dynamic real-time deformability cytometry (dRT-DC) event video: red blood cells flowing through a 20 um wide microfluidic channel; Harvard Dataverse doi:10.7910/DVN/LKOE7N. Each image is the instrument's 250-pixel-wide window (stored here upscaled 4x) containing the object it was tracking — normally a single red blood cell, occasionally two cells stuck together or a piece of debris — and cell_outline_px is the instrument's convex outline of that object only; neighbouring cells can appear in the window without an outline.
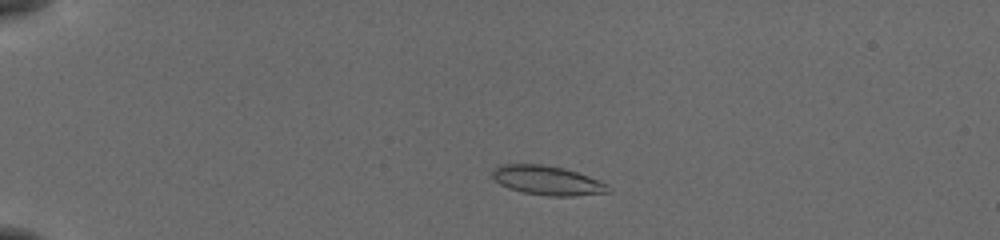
{"species": "common noctule bat (a hibernating species)", "species_latin": "Nyctalus noctula", "temperature_condition": "cold", "stored_images_in_passage": 35, "camera_frame_rate_fps": 3000, "um_per_image_px": 0.085, "animal": {"sex": "female", "body_mass_g": 19.5, "forearm_length_mm": 54.1}, "frame": {"image": 1, "passage_image": 3, "time_ms": 2.0, "image_size_px": [1000, 240], "cell_outline_px": [[612, 192], [576, 196], [548, 196], [524, 192], [508, 188], [500, 184], [492, 176], [492, 168], [496, 164], [544, 164], [564, 168], [588, 176], [608, 184], [612, 188]], "centroid_in_image_um": [46.53, 15.33], "position_along_channel_um": 38.5, "area_um2": 20.0}}
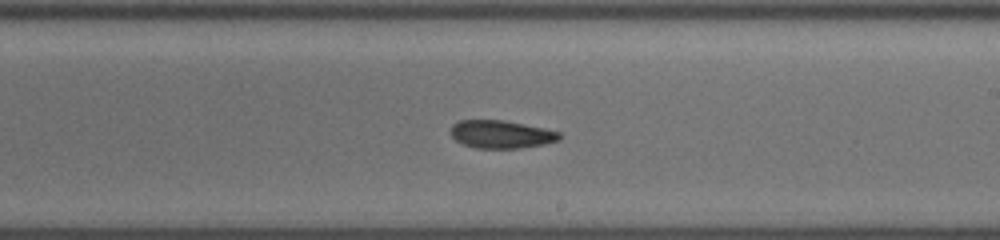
{"frame": {"image": 2, "passage_image": 17, "time_ms": 9.0, "image_size_px": [1000, 240], "cell_outline_px": [[560, 140], [544, 144], [520, 148], [476, 148], [464, 144], [456, 140], [448, 132], [452, 124], [460, 120], [504, 120], [544, 128], [560, 132]], "centroid_in_image_um": [42.57, 11.41], "position_along_channel_um": 246.4, "area_um2": 17.74}}
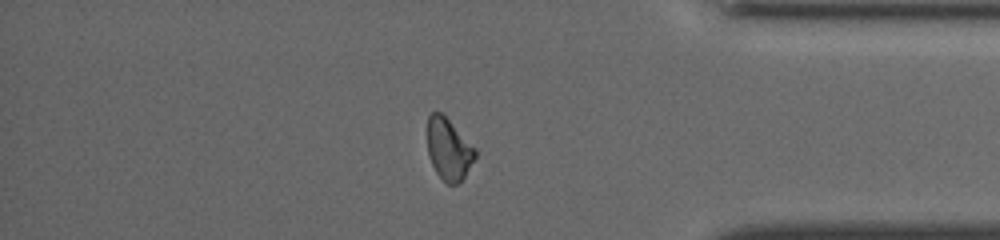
{"frame": {"image": 3, "passage_image": 29, "time_ms": 13.333, "image_size_px": [1000, 240], "cell_outline_px": [[476, 156], [464, 176], [456, 184], [448, 184], [436, 172], [428, 156], [428, 116], [432, 112], [440, 112], [476, 148]], "centroid_in_image_um": [38.13, 12.68], "position_along_channel_um": 397.1, "area_um2": 16.76}, "authors_computed_cell_mechanics": {"area_um2": 17.9758, "velocity_mm_per_s": 3.8567, "shape_relaxation_time_tau1_ms": 6.5119, "shape_relaxation_time_tau2_ms": 2.6874, "deformation_change_tau1": 0.1532, "deformation_change_tau2": 0.0886}}